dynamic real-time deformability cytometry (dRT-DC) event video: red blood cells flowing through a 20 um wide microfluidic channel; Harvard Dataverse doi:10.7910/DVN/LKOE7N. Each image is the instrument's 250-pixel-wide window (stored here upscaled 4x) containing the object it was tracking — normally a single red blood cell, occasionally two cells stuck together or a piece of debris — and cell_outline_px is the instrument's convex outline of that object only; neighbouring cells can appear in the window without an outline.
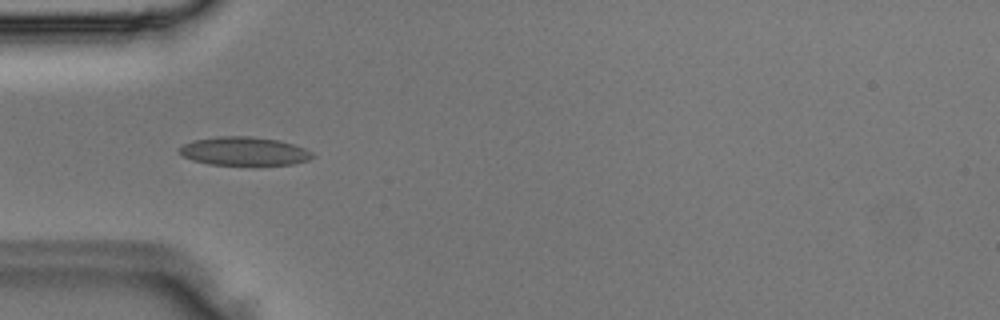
{"species": "Egyptian fruit bat (a non-hibernating species)", "species_latin": "Rousettus aegyptiacus", "temperature_condition": "room temperature", "stored_images_in_passage": 2, "camera_frame_rate_fps": 3000, "um_per_image_px": 0.085, "animal": {"sex": "male"}, "frame": {"image": 1, "passage_image": 1, "time_ms": 0.0, "image_size_px": [1000, 320], "cell_outline_px": [[316, 156], [308, 160], [292, 164], [208, 164], [192, 160], [184, 156], [180, 152], [180, 148], [184, 144], [192, 140], [220, 136], [252, 136], [280, 140], [304, 148], [312, 152]], "centroid_in_image_um": [20.77, 12.84], "position_along_channel_um": 64.2, "area_um2": 21.91}}
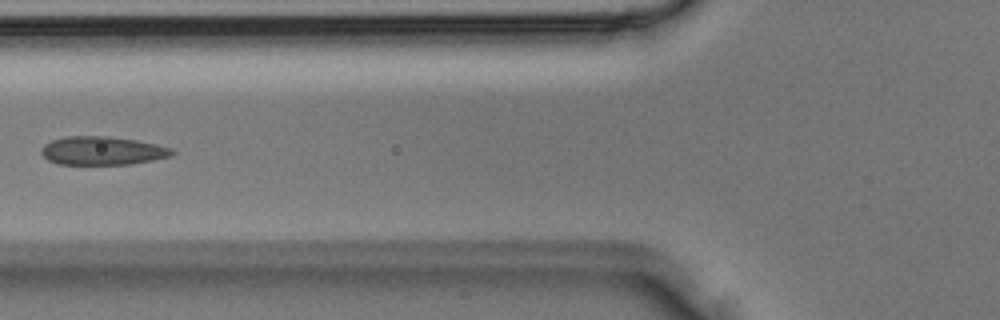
{"frame": {"image": 2, "passage_image": 2, "time_ms": 0.333, "image_size_px": [1000, 320], "cell_outline_px": [[176, 152], [172, 156], [132, 164], [60, 164], [48, 160], [40, 152], [40, 148], [44, 144], [52, 140], [64, 136], [108, 136], [136, 140], [156, 144], [172, 148]], "centroid_in_image_um": [8.7, 12.8], "position_along_channel_um": 117.1, "area_um2": 21.79}}